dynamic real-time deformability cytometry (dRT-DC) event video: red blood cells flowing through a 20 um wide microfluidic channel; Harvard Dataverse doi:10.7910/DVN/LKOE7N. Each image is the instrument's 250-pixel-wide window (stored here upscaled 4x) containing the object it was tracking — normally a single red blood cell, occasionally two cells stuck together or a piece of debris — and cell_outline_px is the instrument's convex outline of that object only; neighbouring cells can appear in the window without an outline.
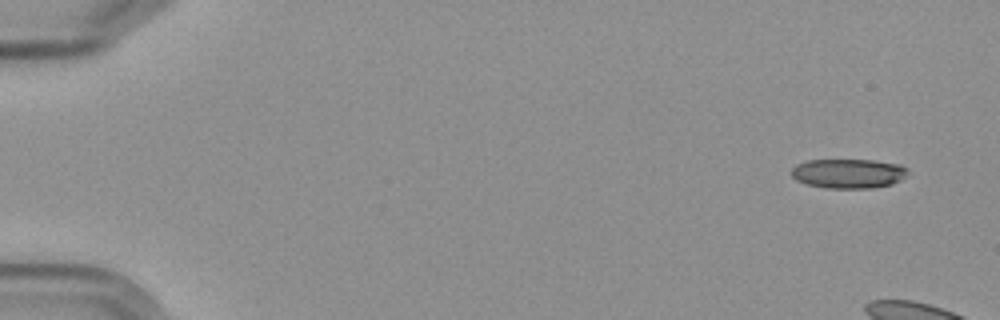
{"species": "Egyptian fruit bat (a non-hibernating species)", "species_latin": "Rousettus aegyptiacus", "temperature_condition": "cold", "stored_images_in_passage": 9, "camera_frame_rate_fps": 3000, "um_per_image_px": 0.085, "frame": {"image": 1, "passage_image": 1, "time_ms": 0.0, "image_size_px": [1000, 320], "cell_outline_px": [[908, 172], [900, 180], [892, 184], [872, 188], [824, 188], [808, 184], [796, 180], [792, 176], [792, 168], [796, 164], [808, 160], [872, 160], [900, 164], [908, 168]], "centroid_in_image_um": [72.12, 14.74], "position_along_channel_um": 12.9, "area_um2": 20.0}}
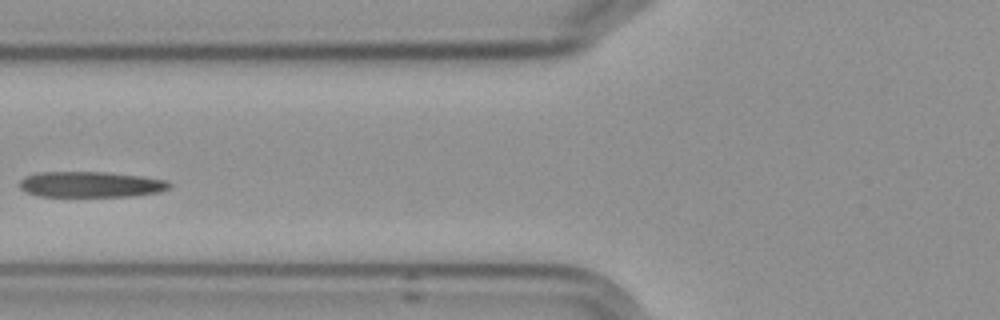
{"frame": {"image": 2, "passage_image": 8, "time_ms": 8.333, "image_size_px": [1000, 320], "cell_outline_px": [[172, 188], [160, 192], [132, 196], [40, 196], [28, 192], [20, 188], [20, 180], [24, 176], [40, 172], [108, 172], [140, 176], [164, 180], [172, 184]], "centroid_in_image_um": [7.74, 15.67], "position_along_channel_um": 118.1, "area_um2": 22.43}}
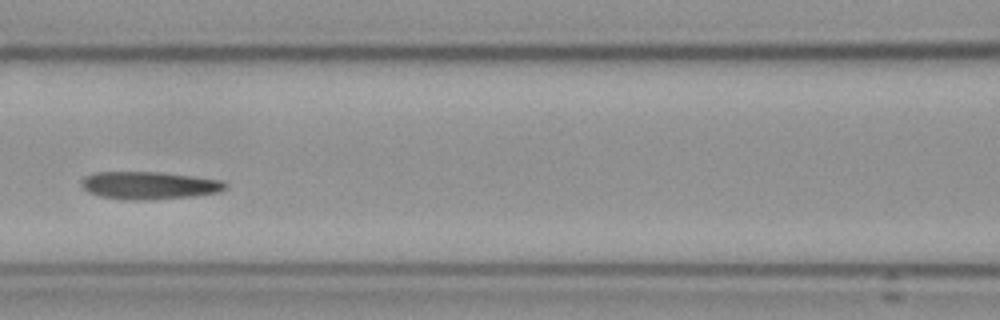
{"frame": {"image": 3, "passage_image": 9, "time_ms": 9.333, "image_size_px": [1000, 320], "cell_outline_px": [[228, 188], [220, 192], [196, 196], [148, 200], [128, 200], [100, 196], [88, 192], [80, 184], [80, 180], [84, 176], [92, 172], [160, 172], [224, 180], [228, 184]], "centroid_in_image_um": [12.7, 15.76], "position_along_channel_um": 153.9, "area_um2": 23.58}}